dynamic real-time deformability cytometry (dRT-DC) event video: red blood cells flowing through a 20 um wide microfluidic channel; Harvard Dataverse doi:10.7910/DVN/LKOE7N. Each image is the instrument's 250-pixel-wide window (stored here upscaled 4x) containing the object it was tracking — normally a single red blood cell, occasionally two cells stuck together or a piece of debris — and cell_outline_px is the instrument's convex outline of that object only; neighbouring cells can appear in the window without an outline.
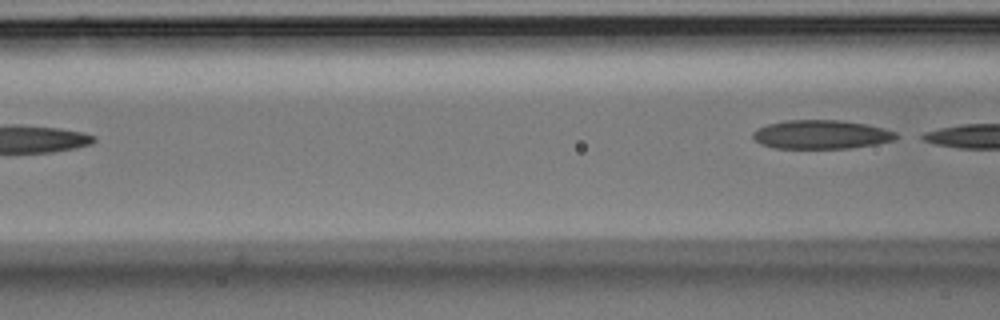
{"species": "Egyptian fruit bat (a non-hibernating species)", "species_latin": "Rousettus aegyptiacus", "temperature_condition": "room temperature", "stored_images_in_passage": 3, "camera_frame_rate_fps": 3000, "um_per_image_px": 0.085, "animal": {"sex": "male"}, "frame": {"image": 1, "passage_image": 3, "time_ms": 0.667, "image_size_px": [1000, 320], "cell_outline_px": [[896, 136], [892, 140], [872, 144], [848, 148], [772, 148], [760, 144], [752, 136], [752, 132], [756, 128], [768, 124], [784, 120], [844, 120], [868, 124], [884, 128], [896, 132]], "centroid_in_image_um": [69.74, 11.42], "position_along_channel_um": 96.9, "area_um2": 24.04}}